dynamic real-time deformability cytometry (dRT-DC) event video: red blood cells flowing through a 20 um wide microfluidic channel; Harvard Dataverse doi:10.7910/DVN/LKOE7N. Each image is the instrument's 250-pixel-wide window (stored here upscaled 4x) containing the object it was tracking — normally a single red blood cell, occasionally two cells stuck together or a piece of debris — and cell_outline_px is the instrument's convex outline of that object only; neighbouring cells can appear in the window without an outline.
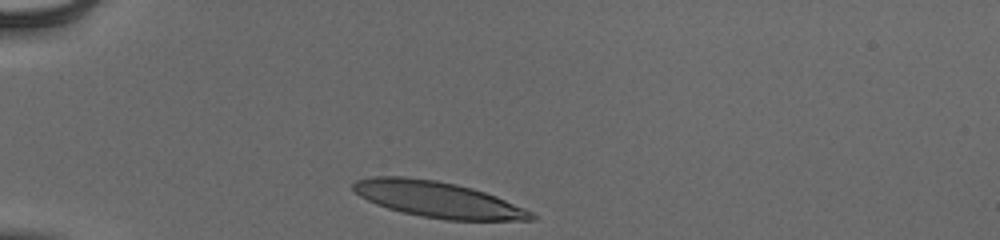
{"species": "human", "species_latin": "Homo sapiens", "temperature_condition": "cold", "stored_images_in_passage": 31, "camera_frame_rate_fps": 3000, "um_per_image_px": 0.085, "donor": {"sex": "male"}, "frame": {"image": 1, "passage_image": 1, "time_ms": 0.0, "image_size_px": [1000, 240], "cell_outline_px": [[536, 220], [448, 220], [420, 216], [388, 208], [376, 204], [360, 196], [352, 188], [352, 184], [356, 180], [376, 176], [404, 176], [436, 180], [456, 184], [472, 188], [496, 196], [524, 208], [532, 212], [536, 216]], "centroid_in_image_um": [37.21, 16.95], "position_along_channel_um": 47.8, "area_um2": 37.05}}
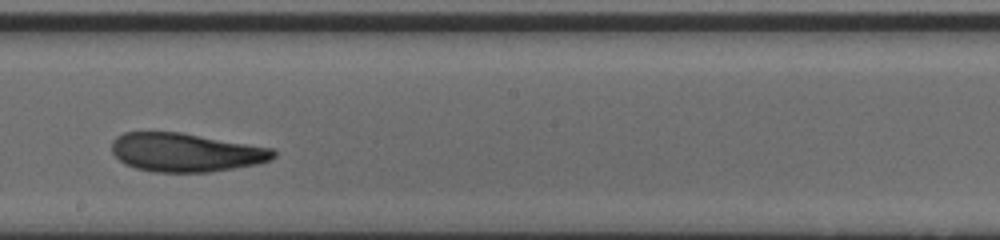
{"frame": {"image": 2, "passage_image": 18, "time_ms": 5.667, "image_size_px": [1000, 240], "cell_outline_px": [[276, 156], [268, 160], [256, 164], [208, 172], [156, 172], [136, 168], [124, 164], [112, 152], [112, 140], [116, 136], [124, 132], [180, 132], [272, 148], [276, 152]], "centroid_in_image_um": [15.75, 12.95], "position_along_channel_um": 232.5, "area_um2": 36.18}}
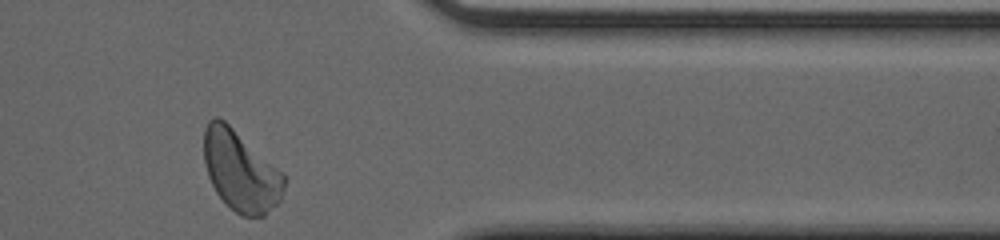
{"frame": {"image": 3, "passage_image": 31, "time_ms": 10.0, "image_size_px": [1000, 240], "cell_outline_px": [[284, 188], [280, 200], [264, 216], [240, 216], [216, 192], [208, 176], [204, 160], [204, 128], [208, 120], [216, 116], [220, 116], [284, 172]], "centroid_in_image_um": [20.45, 14.5], "position_along_channel_um": 390.9, "area_um2": 37.63}, "authors_computed_cell_mechanics": {"area_um2": 37.2232, "velocity_mm_per_s": 3.8915, "shape_relaxation_time_tau1_ms": 4.5146, "shape_relaxation_time_tau2_ms": 1.6112, "deformation_change_tau1": 0.1838, "deformation_change_tau2": 0.0833}}